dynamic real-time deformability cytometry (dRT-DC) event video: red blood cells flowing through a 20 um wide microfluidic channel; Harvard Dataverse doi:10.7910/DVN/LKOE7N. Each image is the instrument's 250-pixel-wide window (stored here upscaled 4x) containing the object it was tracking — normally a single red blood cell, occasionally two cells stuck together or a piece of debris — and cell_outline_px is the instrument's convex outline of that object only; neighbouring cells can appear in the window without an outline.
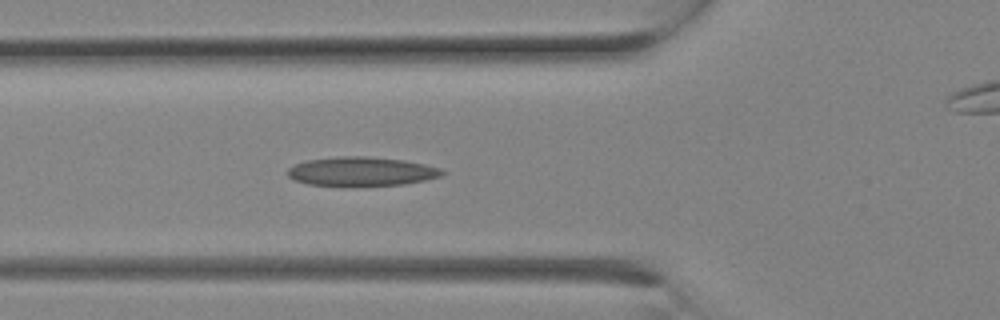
{"species": "Egyptian fruit bat (a non-hibernating species)", "species_latin": "Rousettus aegyptiacus", "temperature_condition": "room temperature", "stored_images_in_passage": 6, "camera_frame_rate_fps": 3000, "um_per_image_px": 0.085, "animal": {"sex": "female"}, "frame": {"image": 1, "passage_image": 6, "time_ms": 1.667, "image_size_px": [1000, 320], "cell_outline_px": [[444, 172], [440, 176], [424, 180], [404, 184], [308, 184], [296, 180], [288, 176], [288, 168], [296, 164], [308, 160], [340, 156], [368, 156], [404, 160], [424, 164], [440, 168]], "centroid_in_image_um": [30.74, 14.54], "position_along_channel_um": 95.1, "area_um2": 25.26}}